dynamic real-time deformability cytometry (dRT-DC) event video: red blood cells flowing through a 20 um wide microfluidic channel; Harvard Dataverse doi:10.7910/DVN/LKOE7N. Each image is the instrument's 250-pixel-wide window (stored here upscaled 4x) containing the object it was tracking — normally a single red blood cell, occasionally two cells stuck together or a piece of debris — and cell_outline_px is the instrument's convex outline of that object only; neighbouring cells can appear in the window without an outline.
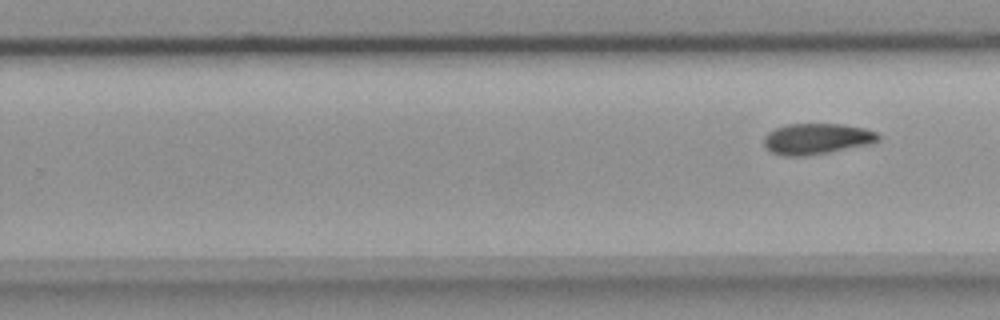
{"species": "common noctule bat (a hibernating species)", "species_latin": "Nyctalus noctula", "temperature_condition": "room temperature", "stored_images_in_passage": 11, "segment_of_instrument_passage": [2, 2], "camera_frame_rate_fps": 3000, "um_per_image_px": 0.085, "animal": {"sex": "female", "body_mass_g": 18.4}, "frame": {"image": 1, "passage_image": 11, "time_ms": 3.333, "image_size_px": [1000, 320], "cell_outline_px": [[880, 140], [868, 144], [828, 152], [804, 156], [780, 156], [764, 148], [764, 136], [768, 132], [776, 128], [788, 124], [840, 124], [864, 128], [876, 132], [880, 136]], "centroid_in_image_um": [69.38, 11.8], "position_along_channel_um": 260.4, "area_um2": 20.52}}